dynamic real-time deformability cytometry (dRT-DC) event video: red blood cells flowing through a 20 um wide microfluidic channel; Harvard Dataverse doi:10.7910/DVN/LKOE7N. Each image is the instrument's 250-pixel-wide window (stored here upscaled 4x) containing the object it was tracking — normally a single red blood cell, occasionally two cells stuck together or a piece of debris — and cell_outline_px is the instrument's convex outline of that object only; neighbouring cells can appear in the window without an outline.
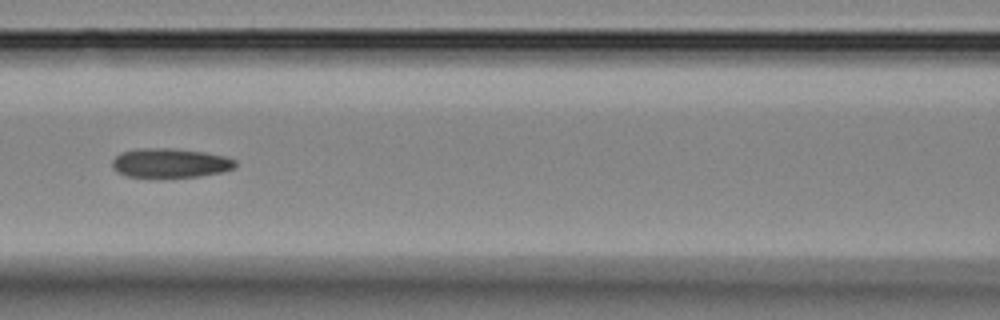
{"species": "Egyptian fruit bat (a non-hibernating species)", "species_latin": "Rousettus aegyptiacus", "temperature_condition": "room temperature", "stored_images_in_passage": 6, "camera_frame_rate_fps": 3000, "um_per_image_px": 0.085, "animal": {"sex": "female"}, "frame": {"image": 1, "passage_image": 5, "time_ms": 5.667, "image_size_px": [1000, 320], "cell_outline_px": [[236, 168], [220, 172], [200, 176], [128, 176], [116, 172], [112, 168], [112, 160], [120, 152], [136, 148], [172, 148], [204, 152], [224, 156], [236, 160]], "centroid_in_image_um": [14.44, 13.83], "position_along_channel_um": 152.2, "area_um2": 20.87}}